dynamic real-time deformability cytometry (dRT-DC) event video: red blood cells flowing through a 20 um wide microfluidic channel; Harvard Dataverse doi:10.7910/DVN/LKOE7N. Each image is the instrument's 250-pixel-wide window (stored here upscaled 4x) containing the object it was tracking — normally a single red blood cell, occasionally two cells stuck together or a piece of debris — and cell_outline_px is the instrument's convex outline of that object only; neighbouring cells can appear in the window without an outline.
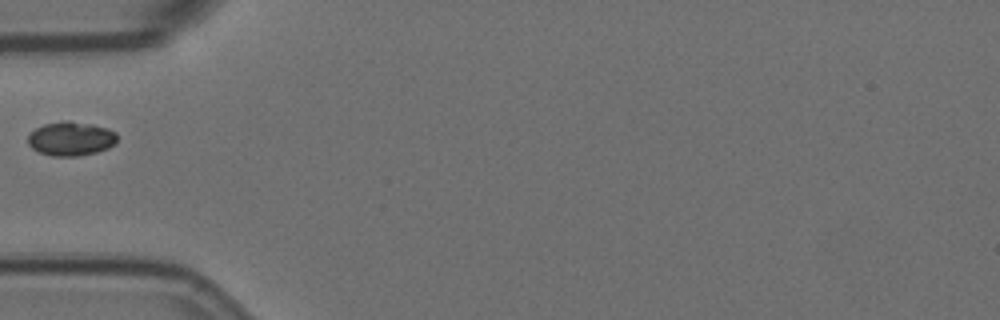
{"species": "Egyptian fruit bat (a non-hibernating species)", "species_latin": "Rousettus aegyptiacus", "temperature_condition": "room temperature", "stored_images_in_passage": 9, "camera_frame_rate_fps": 3000, "um_per_image_px": 0.085, "animal": {"sex": "female"}, "frame": {"image": 1, "passage_image": 6, "time_ms": 1.667, "image_size_px": [1000, 320], "cell_outline_px": [[116, 144], [108, 148], [96, 152], [80, 156], [52, 156], [40, 152], [32, 148], [28, 144], [28, 136], [36, 128], [44, 124], [68, 120], [92, 124], [108, 128], [116, 132]], "centroid_in_image_um": [6.05, 11.79], "position_along_channel_um": 79.0, "area_um2": 17.74}}
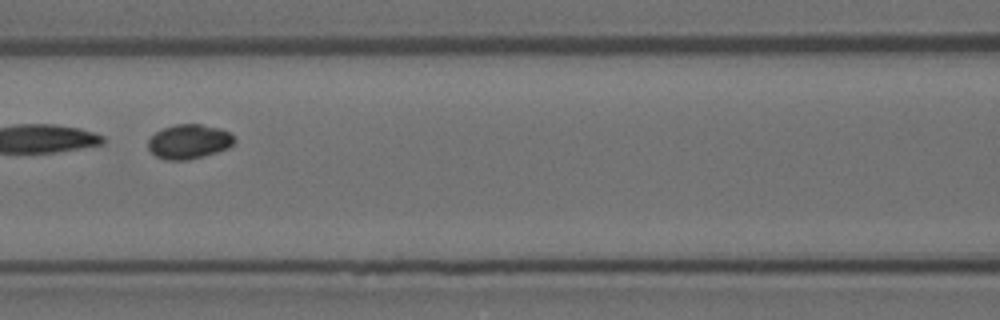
{"frame": {"image": 2, "passage_image": 8, "time_ms": 2.333, "image_size_px": [1000, 320], "cell_outline_px": [[236, 140], [228, 148], [216, 152], [188, 160], [168, 160], [156, 156], [148, 148], [148, 140], [156, 132], [164, 128], [176, 124], [200, 124], [220, 128], [228, 132]], "centroid_in_image_um": [16.06, 12.03], "position_along_channel_um": 150.5, "area_um2": 17.11}}
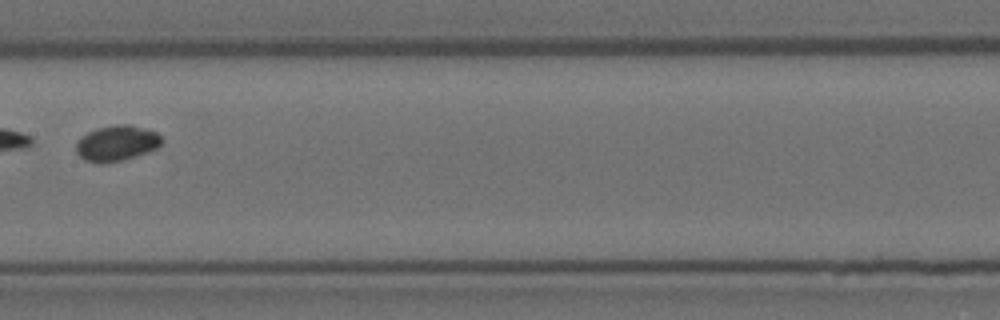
{"frame": {"image": 3, "passage_image": 9, "time_ms": 2.667, "image_size_px": [1000, 320], "cell_outline_px": [[164, 140], [156, 148], [148, 152], [120, 160], [104, 164], [84, 160], [76, 152], [76, 140], [80, 136], [96, 128], [116, 124], [128, 124], [144, 128], [156, 132]], "centroid_in_image_um": [9.89, 12.16], "position_along_channel_um": 197.5, "area_um2": 17.8}}